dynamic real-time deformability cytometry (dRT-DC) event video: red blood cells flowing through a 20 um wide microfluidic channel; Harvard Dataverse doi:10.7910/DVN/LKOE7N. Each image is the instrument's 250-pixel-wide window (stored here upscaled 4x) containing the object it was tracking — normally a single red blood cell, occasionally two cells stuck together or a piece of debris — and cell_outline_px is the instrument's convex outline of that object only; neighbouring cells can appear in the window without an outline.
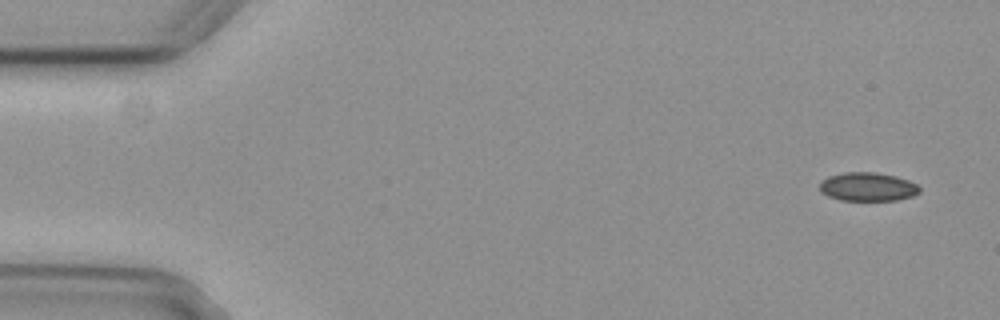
{"species": "common noctule bat (a hibernating species)", "species_latin": "Nyctalus noctula", "temperature_condition": "cold", "stored_images_in_passage": 4, "camera_frame_rate_fps": 3000, "um_per_image_px": 0.085, "animal": {"sex": "female", "body_mass_g": 29.2, "forearm_length_mm": 56.3}, "frame": {"image": 1, "passage_image": 1, "time_ms": 0.0, "image_size_px": [1000, 320], "cell_outline_px": [[920, 192], [912, 196], [896, 200], [840, 200], [828, 196], [820, 192], [820, 180], [828, 176], [848, 172], [872, 172], [896, 176], [908, 180], [916, 184], [920, 188]], "centroid_in_image_um": [73.73, 15.88], "position_along_channel_um": 11.3, "area_um2": 16.65}}
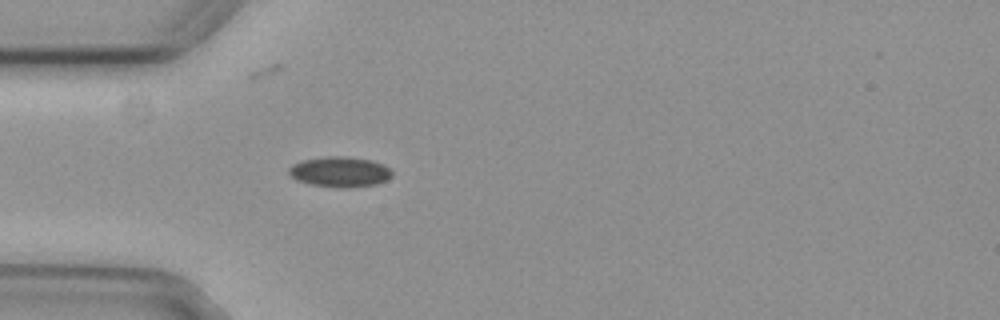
{"frame": {"image": 2, "passage_image": 4, "time_ms": 1.0, "image_size_px": [1000, 320], "cell_outline_px": [[392, 176], [376, 184], [348, 188], [340, 188], [312, 184], [296, 180], [288, 172], [288, 168], [292, 164], [304, 160], [328, 156], [344, 156], [372, 160], [384, 164], [392, 172]], "centroid_in_image_um": [28.89, 14.6], "position_along_channel_um": 56.1, "area_um2": 18.15}}